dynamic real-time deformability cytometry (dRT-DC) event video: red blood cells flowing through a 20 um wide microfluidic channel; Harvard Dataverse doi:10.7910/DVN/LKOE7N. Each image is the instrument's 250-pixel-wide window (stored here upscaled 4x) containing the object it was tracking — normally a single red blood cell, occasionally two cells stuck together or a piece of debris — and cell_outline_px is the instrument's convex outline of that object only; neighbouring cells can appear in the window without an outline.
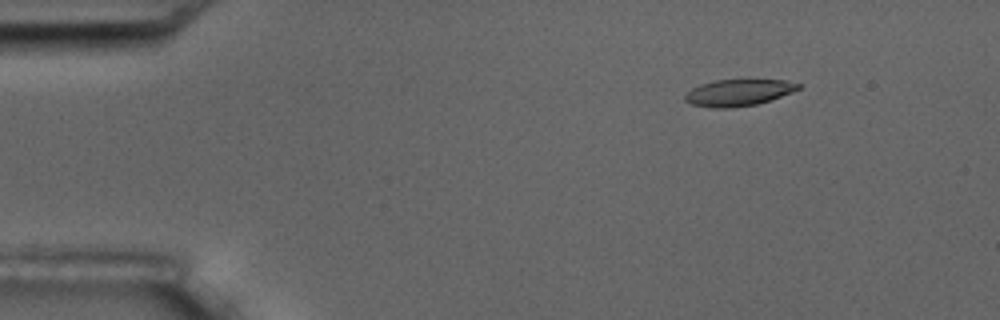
{"species": "common noctule bat (a hibernating species)", "species_latin": "Nyctalus noctula", "temperature_condition": "room temperature", "stored_images_in_passage": 17, "camera_frame_rate_fps": 3000, "um_per_image_px": 0.085, "animal": {"sex": "male", "body_mass_g": 17.5, "forearm_length_mm": 52.3}, "frame": {"image": 1, "passage_image": 3, "time_ms": 2.333, "image_size_px": [1000, 320], "cell_outline_px": [[800, 88], [792, 92], [756, 104], [732, 108], [712, 108], [692, 104], [684, 100], [684, 96], [692, 88], [700, 84], [716, 80], [748, 76], [784, 80], [800, 84]], "centroid_in_image_um": [62.78, 7.81], "position_along_channel_um": 22.2, "area_um2": 18.32}}
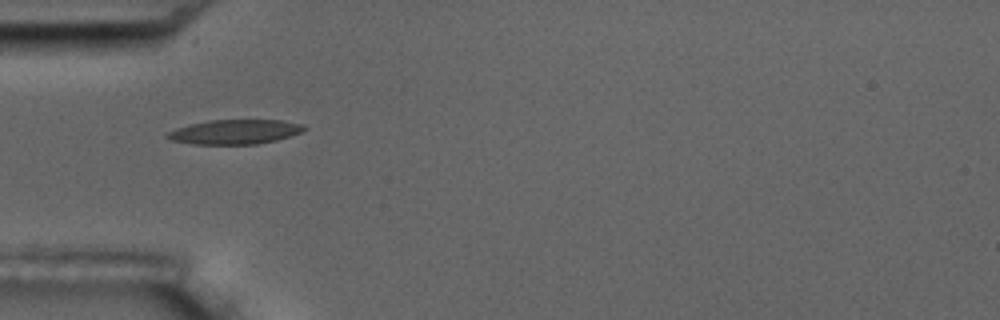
{"frame": {"image": 2, "passage_image": 6, "time_ms": 5.667, "image_size_px": [1000, 320], "cell_outline_px": [[308, 128], [292, 136], [276, 140], [256, 144], [192, 144], [172, 140], [164, 136], [168, 132], [176, 128], [188, 124], [208, 120], [280, 120], [304, 124]], "centroid_in_image_um": [19.97, 11.2], "position_along_channel_um": 65.0, "area_um2": 19.65}}
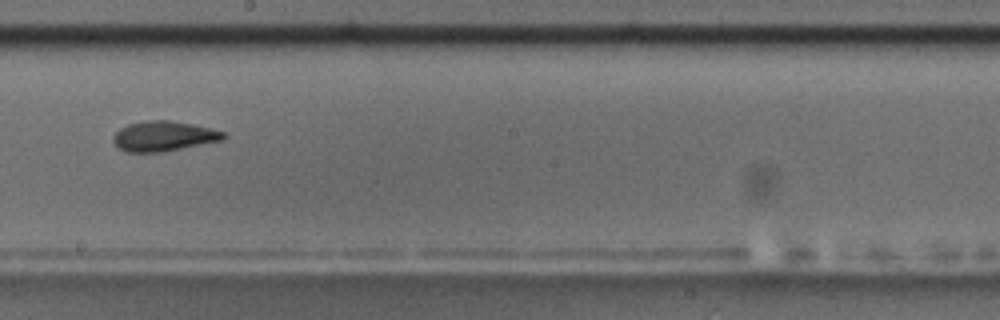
{"frame": {"image": 3, "passage_image": 10, "time_ms": 10.333, "image_size_px": [1000, 320], "cell_outline_px": [[228, 136], [220, 140], [164, 152], [128, 152], [120, 148], [112, 140], [112, 136], [120, 128], [128, 124], [144, 120], [172, 120], [192, 124], [224, 132]], "centroid_in_image_um": [13.88, 11.56], "position_along_channel_um": 234.3, "area_um2": 19.19}, "authors_computed_cell_mechanics": {"area_um2": 18.496, "velocity_mm_per_s": 3.6479, "shape_relaxation_time_tau1_ms": 4.7265, "shape_relaxation_time_tau2_ms": 4.3333, "deformation_change_tau1": 0.1494, "deformation_change_tau2": 0.1064}}